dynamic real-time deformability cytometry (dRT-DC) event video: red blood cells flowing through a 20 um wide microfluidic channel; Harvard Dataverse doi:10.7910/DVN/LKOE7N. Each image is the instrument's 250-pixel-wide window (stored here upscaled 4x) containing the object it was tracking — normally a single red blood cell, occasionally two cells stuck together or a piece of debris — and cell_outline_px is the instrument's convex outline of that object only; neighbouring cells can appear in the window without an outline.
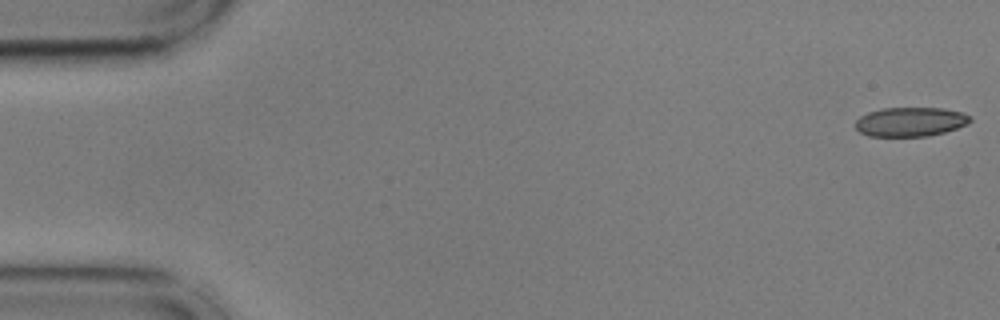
{"species": "common noctule bat (a hibernating species)", "species_latin": "Nyctalus noctula", "temperature_condition": "cold", "stored_images_in_passage": 49, "camera_frame_rate_fps": 3000, "um_per_image_px": 0.085, "animal": {"sex": "male", "body_mass_g": 17.9, "forearm_length_mm": 54.2}, "frame": {"image": 1, "passage_image": 1, "time_ms": 0.0, "image_size_px": [1000, 320], "cell_outline_px": [[968, 120], [952, 128], [940, 132], [916, 136], [880, 136], [864, 132], [860, 128], [868, 116], [876, 112], [892, 108], [928, 108], [956, 112], [968, 116]], "centroid_in_image_um": [77.47, 10.36], "position_along_channel_um": 7.5, "area_um2": 16.88}}
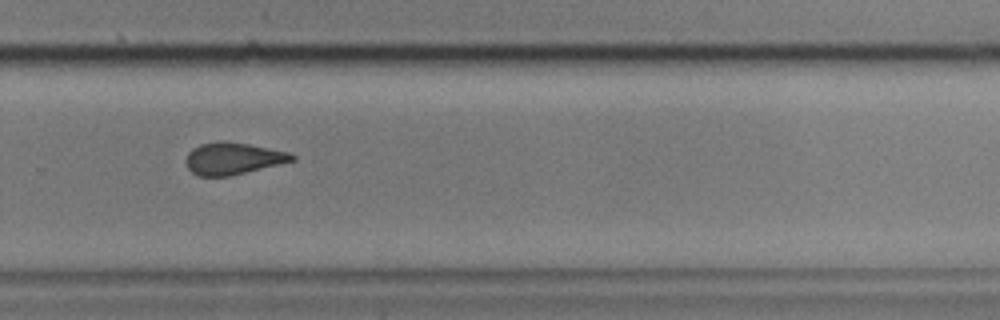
{"frame": {"image": 2, "passage_image": 37, "time_ms": 12.0, "image_size_px": [1000, 320], "cell_outline_px": [[292, 160], [240, 172], [220, 176], [204, 176], [196, 172], [188, 164], [188, 156], [196, 148], [208, 144], [240, 144], [280, 152], [292, 156]], "centroid_in_image_um": [19.74, 13.51], "position_along_channel_um": 310.1, "area_um2": 16.76}}
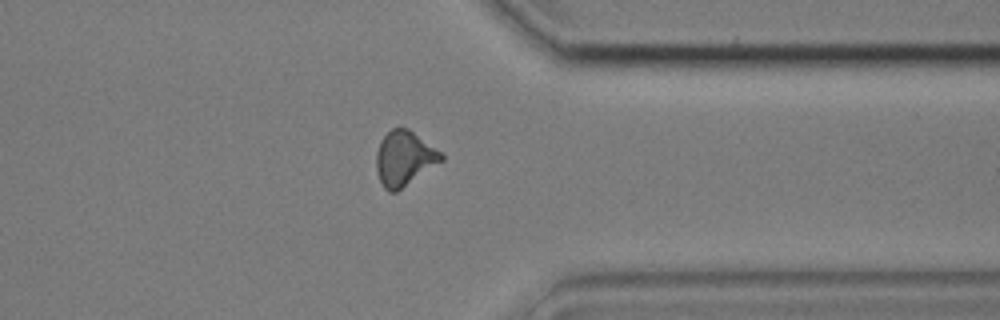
{"frame": {"image": 3, "passage_image": 43, "time_ms": 14.0, "image_size_px": [1000, 320], "cell_outline_px": [[444, 156], [440, 160], [400, 188], [388, 188], [384, 184], [380, 176], [380, 144], [388, 132], [396, 128], [404, 128]], "centroid_in_image_um": [34.38, 13.41], "position_along_channel_um": 377.0, "area_um2": 17.8}, "authors_computed_cell_mechanics": {"area_um2": 16.5886, "velocity_mm_per_s": 3.6203, "shape_relaxation_time_tau1_ms": null, "shape_relaxation_time_tau2_ms": 2.8516, "deformation_change_tau1": null, "deformation_change_tau2": 0.0974}}